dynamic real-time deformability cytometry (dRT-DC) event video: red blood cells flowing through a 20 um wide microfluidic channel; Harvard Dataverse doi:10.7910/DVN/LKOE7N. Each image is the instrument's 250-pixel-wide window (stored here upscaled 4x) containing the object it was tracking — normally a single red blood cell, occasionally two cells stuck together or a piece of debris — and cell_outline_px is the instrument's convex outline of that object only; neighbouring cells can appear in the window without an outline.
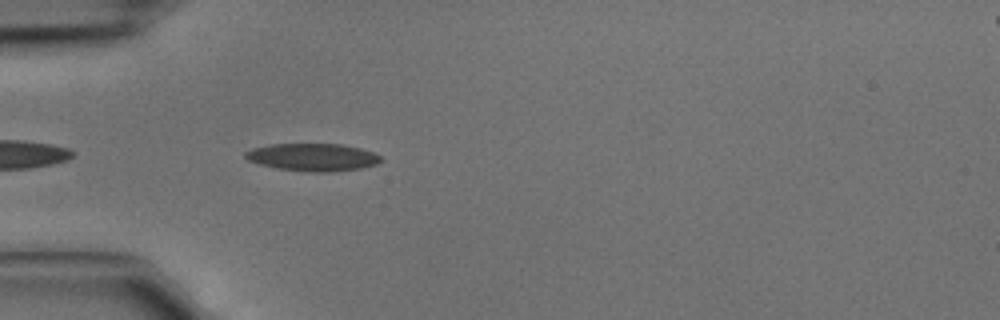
{"species": "common noctule bat (a hibernating species)", "species_latin": "Nyctalus noctula", "temperature_condition": "cold", "stored_images_in_passage": 4, "camera_frame_rate_fps": 3000, "um_per_image_px": 0.085, "animal": {"sex": "male", "body_mass_g": 15.6}, "frame": {"image": 1, "passage_image": 4, "time_ms": 1.0, "image_size_px": [1000, 320], "cell_outline_px": [[380, 160], [376, 164], [360, 168], [328, 172], [308, 172], [276, 168], [260, 164], [248, 160], [244, 156], [244, 152], [252, 148], [268, 144], [344, 144], [360, 148], [372, 152], [380, 156]], "centroid_in_image_um": [26.54, 13.35], "position_along_channel_um": 58.5, "area_um2": 21.73}}